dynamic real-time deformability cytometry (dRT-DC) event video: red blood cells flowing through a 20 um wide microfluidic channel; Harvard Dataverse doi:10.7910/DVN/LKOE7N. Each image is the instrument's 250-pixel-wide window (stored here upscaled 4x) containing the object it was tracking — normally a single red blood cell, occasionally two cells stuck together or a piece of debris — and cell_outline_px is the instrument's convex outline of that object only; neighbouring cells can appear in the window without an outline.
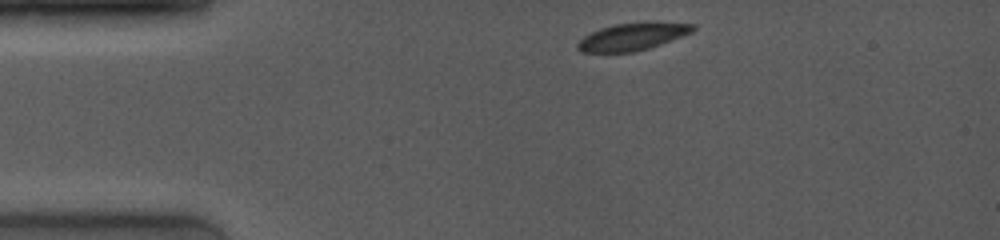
{"species": "common noctule bat (a hibernating species)", "species_latin": "Nyctalus noctula", "temperature_condition": "room temperature", "stored_images_in_passage": 12, "camera_frame_rate_fps": 4000, "um_per_image_px": 0.085, "animal": {"sex": "female", "body_mass_g": 19.0, "forearm_length_mm": 53.3}, "frame": {"image": 1, "passage_image": 1, "time_ms": 0.0, "image_size_px": [1000, 240], "cell_outline_px": [[696, 28], [692, 32], [660, 44], [648, 48], [632, 52], [580, 52], [576, 48], [576, 44], [584, 36], [600, 28], [612, 24], [648, 20], [652, 20], [696, 24]], "centroid_in_image_um": [53.79, 3.07], "position_along_channel_um": 31.2, "area_um2": 18.84}}
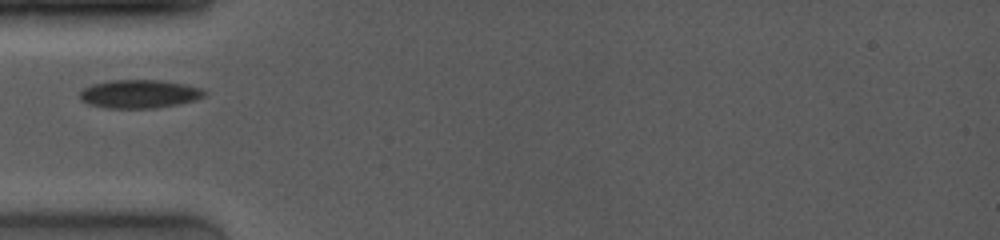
{"frame": {"image": 2, "passage_image": 9, "time_ms": 2.25, "image_size_px": [1000, 240], "cell_outline_px": [[208, 92], [204, 96], [196, 100], [156, 108], [104, 108], [88, 104], [80, 100], [80, 92], [84, 88], [92, 84], [112, 80], [156, 80], [184, 84], [200, 88]], "centroid_in_image_um": [11.83, 7.99], "position_along_channel_um": 73.2, "area_um2": 20.58}}
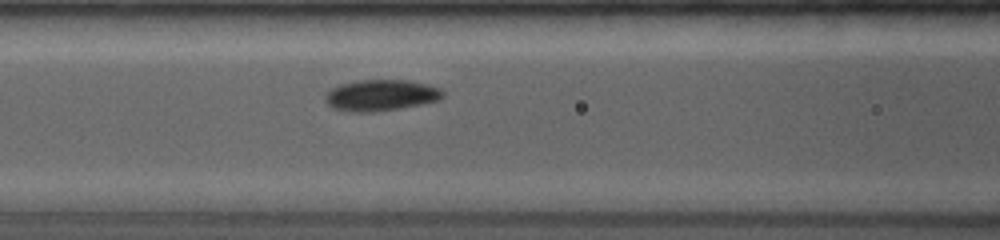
{"frame": {"image": 3, "passage_image": 12, "time_ms": 3.75, "image_size_px": [1000, 240], "cell_outline_px": [[444, 96], [440, 100], [420, 104], [372, 112], [348, 112], [332, 108], [324, 100], [324, 96], [332, 88], [340, 84], [356, 80], [408, 80], [428, 84], [440, 88], [444, 92]], "centroid_in_image_um": [32.36, 8.09], "position_along_channel_um": 134.2, "area_um2": 21.44}}